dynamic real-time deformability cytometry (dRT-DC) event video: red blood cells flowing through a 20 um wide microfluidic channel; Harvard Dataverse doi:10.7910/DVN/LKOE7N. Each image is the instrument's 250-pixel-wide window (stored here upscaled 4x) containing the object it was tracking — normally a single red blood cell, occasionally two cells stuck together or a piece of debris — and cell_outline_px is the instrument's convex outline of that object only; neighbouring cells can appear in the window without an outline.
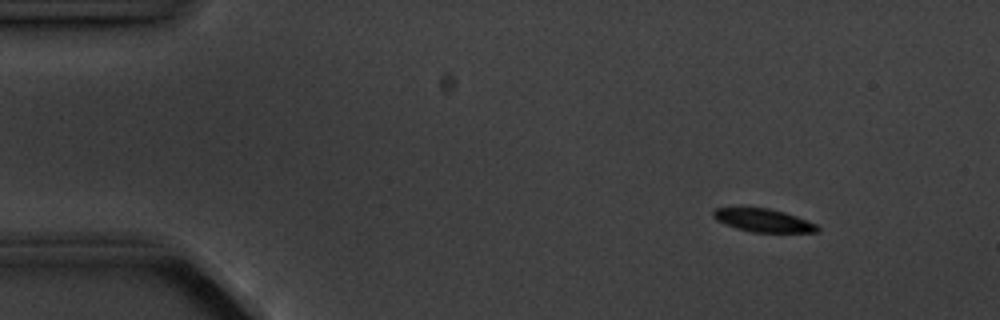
{"species": "common noctule bat (a hibernating species)", "species_latin": "Nyctalus noctula", "temperature_condition": "cold", "stored_images_in_passage": 5, "camera_frame_rate_fps": 3000, "um_per_image_px": 0.085, "animal": {"sex": "male", "body_mass_g": 20.1, "forearm_length_mm": 53.5}, "frame": {"image": 1, "passage_image": 2, "time_ms": 1.333, "image_size_px": [1000, 320], "cell_outline_px": [[820, 232], [752, 232], [736, 228], [724, 224], [716, 220], [712, 216], [712, 212], [716, 208], [768, 208], [784, 212], [796, 216], [816, 224], [820, 228]], "centroid_in_image_um": [64.88, 18.74], "position_along_channel_um": 20.1, "area_um2": 13.93}}